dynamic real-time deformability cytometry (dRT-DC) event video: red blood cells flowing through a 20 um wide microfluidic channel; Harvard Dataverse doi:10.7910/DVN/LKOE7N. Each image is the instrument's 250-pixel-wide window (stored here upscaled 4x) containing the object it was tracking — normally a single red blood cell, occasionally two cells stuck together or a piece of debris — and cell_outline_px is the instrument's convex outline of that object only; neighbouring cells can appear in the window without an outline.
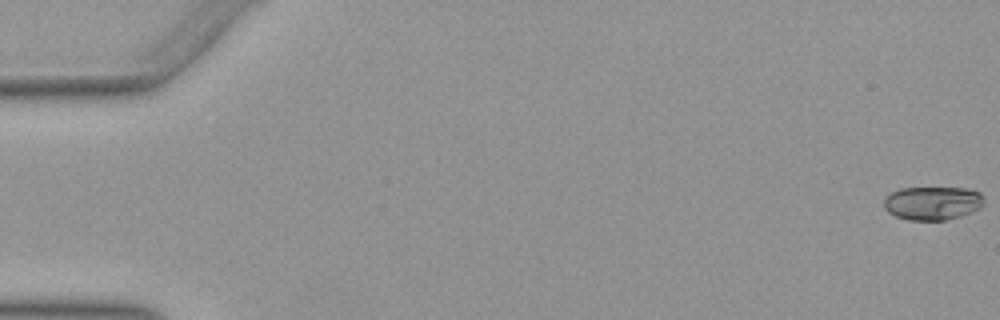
{"species": "Egyptian fruit bat (a non-hibernating species)", "species_latin": "Rousettus aegyptiacus", "temperature_condition": "warm", "stored_images_in_passage": 52, "camera_frame_rate_fps": 3000, "um_per_image_px": 0.085, "animal": {"sex": "female"}, "frame": {"image": 1, "passage_image": 1, "time_ms": 0.0, "image_size_px": [1000, 320], "cell_outline_px": [[984, 204], [980, 208], [972, 212], [960, 216], [944, 220], [908, 220], [896, 216], [888, 212], [884, 208], [884, 196], [900, 188], [964, 188], [980, 192], [984, 200]], "centroid_in_image_um": [79.26, 17.26], "position_along_channel_um": 5.7, "area_um2": 19.65}}
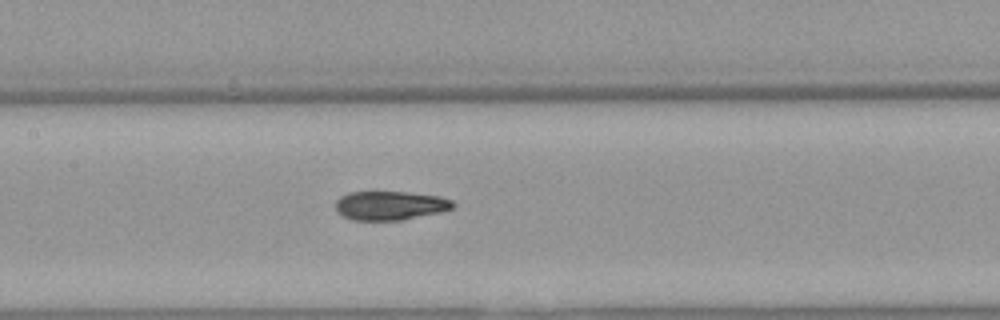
{"frame": {"image": 2, "passage_image": 26, "time_ms": 8.333, "image_size_px": [1000, 320], "cell_outline_px": [[456, 204], [452, 208], [440, 212], [400, 220], [352, 220], [336, 212], [336, 200], [340, 196], [348, 192], [408, 192], [440, 196], [452, 200]], "centroid_in_image_um": [33.15, 17.46], "position_along_channel_um": 174.3, "area_um2": 19.83}}
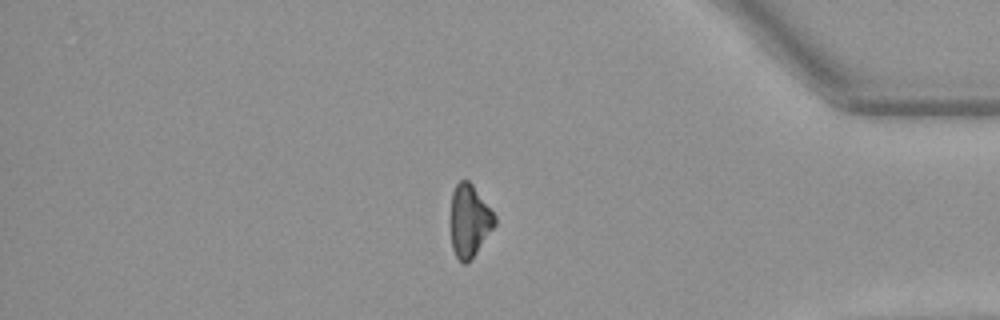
{"frame": {"image": 3, "passage_image": 45, "time_ms": 14.667, "image_size_px": [1000, 320], "cell_outline_px": [[496, 224], [476, 252], [464, 264], [456, 256], [452, 248], [452, 192], [456, 184], [460, 180], [468, 180], [472, 184], [496, 216]], "centroid_in_image_um": [39.91, 18.74], "position_along_channel_um": 395.3, "area_um2": 18.03}}